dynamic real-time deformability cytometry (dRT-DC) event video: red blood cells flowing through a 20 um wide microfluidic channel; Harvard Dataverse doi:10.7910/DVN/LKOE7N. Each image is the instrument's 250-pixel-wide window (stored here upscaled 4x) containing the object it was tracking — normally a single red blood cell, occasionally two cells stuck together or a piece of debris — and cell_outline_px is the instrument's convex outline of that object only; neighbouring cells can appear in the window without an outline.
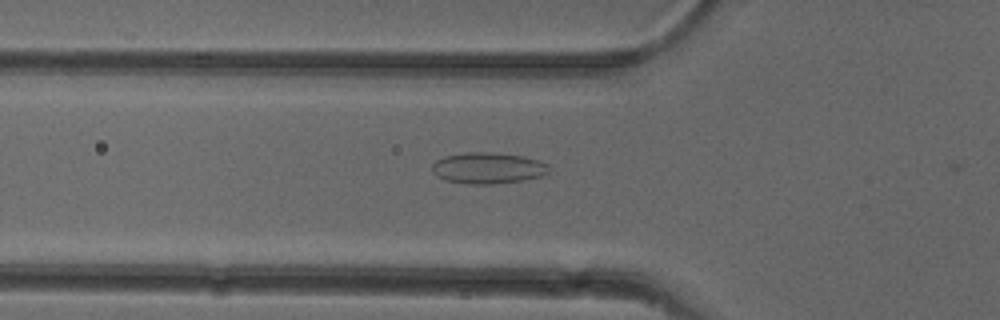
{"species": "common noctule bat (a hibernating species)", "species_latin": "Nyctalus noctula", "temperature_condition": "cold", "stored_images_in_passage": 19, "camera_frame_rate_fps": 3000, "um_per_image_px": 0.085, "animal": {"sex": "female"}, "frame": {"image": 1, "passage_image": 18, "time_ms": 5.667, "image_size_px": [1000, 320], "cell_outline_px": [[548, 172], [540, 176], [524, 180], [492, 184], [468, 184], [444, 180], [436, 176], [432, 172], [432, 164], [436, 160], [444, 156], [468, 152], [492, 152], [524, 156], [540, 160], [548, 164]], "centroid_in_image_um": [41.45, 14.28], "position_along_channel_um": 84.3, "area_um2": 21.39}}